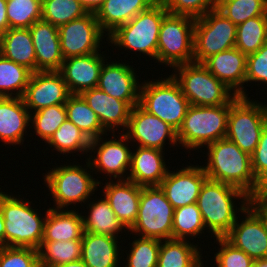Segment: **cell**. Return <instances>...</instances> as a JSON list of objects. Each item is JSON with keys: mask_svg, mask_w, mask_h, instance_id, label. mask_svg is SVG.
Here are the masks:
<instances>
[{"mask_svg": "<svg viewBox=\"0 0 267 267\" xmlns=\"http://www.w3.org/2000/svg\"><path fill=\"white\" fill-rule=\"evenodd\" d=\"M235 200V201H234ZM240 207H237L235 202ZM249 198L241 189L207 179L201 187L197 205L211 238H224L248 205ZM238 213V214H237Z\"/></svg>", "mask_w": 267, "mask_h": 267, "instance_id": "1", "label": "cell"}, {"mask_svg": "<svg viewBox=\"0 0 267 267\" xmlns=\"http://www.w3.org/2000/svg\"><path fill=\"white\" fill-rule=\"evenodd\" d=\"M207 162L202 165L208 179L241 189L248 196L252 193L255 176L251 155L226 139H219L205 147Z\"/></svg>", "mask_w": 267, "mask_h": 267, "instance_id": "2", "label": "cell"}, {"mask_svg": "<svg viewBox=\"0 0 267 267\" xmlns=\"http://www.w3.org/2000/svg\"><path fill=\"white\" fill-rule=\"evenodd\" d=\"M85 162L84 167L79 163L75 165L74 162L72 165L66 162L64 165L53 166L43 175L44 183L55 205L50 208L70 209L71 205L76 207L80 203L81 206H84L83 203L86 204L88 200H92L90 197L93 196L95 190L97 191L98 186H102V182L93 178V171H90L92 168L88 159Z\"/></svg>", "mask_w": 267, "mask_h": 267, "instance_id": "3", "label": "cell"}, {"mask_svg": "<svg viewBox=\"0 0 267 267\" xmlns=\"http://www.w3.org/2000/svg\"><path fill=\"white\" fill-rule=\"evenodd\" d=\"M20 196L6 192L0 200V209L4 216L5 246L38 250L44 236L47 210L43 217L38 209H33L32 201Z\"/></svg>", "mask_w": 267, "mask_h": 267, "instance_id": "4", "label": "cell"}, {"mask_svg": "<svg viewBox=\"0 0 267 267\" xmlns=\"http://www.w3.org/2000/svg\"><path fill=\"white\" fill-rule=\"evenodd\" d=\"M167 14L164 3L157 0L147 10L138 13L111 33L106 39L107 44H114L115 48L133 51L135 54L139 52L155 60L161 23Z\"/></svg>", "mask_w": 267, "mask_h": 267, "instance_id": "5", "label": "cell"}, {"mask_svg": "<svg viewBox=\"0 0 267 267\" xmlns=\"http://www.w3.org/2000/svg\"><path fill=\"white\" fill-rule=\"evenodd\" d=\"M229 111L230 104L208 107L190 105L177 131L179 145L188 151H195L225 138Z\"/></svg>", "mask_w": 267, "mask_h": 267, "instance_id": "6", "label": "cell"}, {"mask_svg": "<svg viewBox=\"0 0 267 267\" xmlns=\"http://www.w3.org/2000/svg\"><path fill=\"white\" fill-rule=\"evenodd\" d=\"M173 79L179 84L190 105L219 106L231 104L237 95L217 79L202 63H186L172 68Z\"/></svg>", "mask_w": 267, "mask_h": 267, "instance_id": "7", "label": "cell"}, {"mask_svg": "<svg viewBox=\"0 0 267 267\" xmlns=\"http://www.w3.org/2000/svg\"><path fill=\"white\" fill-rule=\"evenodd\" d=\"M168 76L144 80L140 86L139 105L178 131L190 104L179 84Z\"/></svg>", "mask_w": 267, "mask_h": 267, "instance_id": "8", "label": "cell"}, {"mask_svg": "<svg viewBox=\"0 0 267 267\" xmlns=\"http://www.w3.org/2000/svg\"><path fill=\"white\" fill-rule=\"evenodd\" d=\"M267 124V109L263 102L237 96L230 104L225 138L251 155L256 149L261 132Z\"/></svg>", "mask_w": 267, "mask_h": 267, "instance_id": "9", "label": "cell"}, {"mask_svg": "<svg viewBox=\"0 0 267 267\" xmlns=\"http://www.w3.org/2000/svg\"><path fill=\"white\" fill-rule=\"evenodd\" d=\"M174 208L166 199L160 186H143L139 200L138 215L134 225L128 230L132 237L172 239Z\"/></svg>", "mask_w": 267, "mask_h": 267, "instance_id": "10", "label": "cell"}, {"mask_svg": "<svg viewBox=\"0 0 267 267\" xmlns=\"http://www.w3.org/2000/svg\"><path fill=\"white\" fill-rule=\"evenodd\" d=\"M195 19L168 13L161 23L155 63L175 67L194 62Z\"/></svg>", "mask_w": 267, "mask_h": 267, "instance_id": "11", "label": "cell"}, {"mask_svg": "<svg viewBox=\"0 0 267 267\" xmlns=\"http://www.w3.org/2000/svg\"><path fill=\"white\" fill-rule=\"evenodd\" d=\"M237 26L214 9L195 19L194 62L203 63L219 52L235 47Z\"/></svg>", "mask_w": 267, "mask_h": 267, "instance_id": "12", "label": "cell"}, {"mask_svg": "<svg viewBox=\"0 0 267 267\" xmlns=\"http://www.w3.org/2000/svg\"><path fill=\"white\" fill-rule=\"evenodd\" d=\"M114 134L112 133L113 136L110 140L109 137L108 140L107 138L105 140L103 139L104 136H108L109 134L92 139L90 142L89 156L86 159H88L92 171H95V174L98 172L105 173L109 176L107 178L109 180H127L132 153L128 144L132 143L123 133L121 134L118 131V136ZM92 152H94V156L90 155Z\"/></svg>", "mask_w": 267, "mask_h": 267, "instance_id": "13", "label": "cell"}, {"mask_svg": "<svg viewBox=\"0 0 267 267\" xmlns=\"http://www.w3.org/2000/svg\"><path fill=\"white\" fill-rule=\"evenodd\" d=\"M58 33L64 60L101 51V42L107 37L93 12L61 25Z\"/></svg>", "mask_w": 267, "mask_h": 267, "instance_id": "14", "label": "cell"}, {"mask_svg": "<svg viewBox=\"0 0 267 267\" xmlns=\"http://www.w3.org/2000/svg\"><path fill=\"white\" fill-rule=\"evenodd\" d=\"M123 134L130 142H137L135 146L164 150L165 143L168 141L167 144L171 147H180L177 131L155 115L148 113L139 104L132 108Z\"/></svg>", "mask_w": 267, "mask_h": 267, "instance_id": "15", "label": "cell"}, {"mask_svg": "<svg viewBox=\"0 0 267 267\" xmlns=\"http://www.w3.org/2000/svg\"><path fill=\"white\" fill-rule=\"evenodd\" d=\"M241 213H244V218L240 219L238 215L235 224L224 238L253 260L267 257V228L264 221L249 204Z\"/></svg>", "mask_w": 267, "mask_h": 267, "instance_id": "16", "label": "cell"}, {"mask_svg": "<svg viewBox=\"0 0 267 267\" xmlns=\"http://www.w3.org/2000/svg\"><path fill=\"white\" fill-rule=\"evenodd\" d=\"M70 92L59 71L33 72L22 96L30 113L51 105L65 104Z\"/></svg>", "mask_w": 267, "mask_h": 267, "instance_id": "17", "label": "cell"}, {"mask_svg": "<svg viewBox=\"0 0 267 267\" xmlns=\"http://www.w3.org/2000/svg\"><path fill=\"white\" fill-rule=\"evenodd\" d=\"M176 170L169 169L159 185L166 199L174 209L197 203L201 187L208 179L203 167L190 164Z\"/></svg>", "mask_w": 267, "mask_h": 267, "instance_id": "18", "label": "cell"}, {"mask_svg": "<svg viewBox=\"0 0 267 267\" xmlns=\"http://www.w3.org/2000/svg\"><path fill=\"white\" fill-rule=\"evenodd\" d=\"M126 62H104L98 88L106 94L127 102L132 108L139 104L140 86L137 72Z\"/></svg>", "mask_w": 267, "mask_h": 267, "instance_id": "19", "label": "cell"}, {"mask_svg": "<svg viewBox=\"0 0 267 267\" xmlns=\"http://www.w3.org/2000/svg\"><path fill=\"white\" fill-rule=\"evenodd\" d=\"M104 52L70 57L63 61L59 72L63 76L70 94H81L85 90L98 86L101 68L108 60L106 58H109Z\"/></svg>", "mask_w": 267, "mask_h": 267, "instance_id": "20", "label": "cell"}, {"mask_svg": "<svg viewBox=\"0 0 267 267\" xmlns=\"http://www.w3.org/2000/svg\"><path fill=\"white\" fill-rule=\"evenodd\" d=\"M202 64L237 96H249L244 86L247 56L236 47L212 55Z\"/></svg>", "mask_w": 267, "mask_h": 267, "instance_id": "21", "label": "cell"}, {"mask_svg": "<svg viewBox=\"0 0 267 267\" xmlns=\"http://www.w3.org/2000/svg\"><path fill=\"white\" fill-rule=\"evenodd\" d=\"M88 106L96 113L102 127L108 132L115 133L126 130L132 107L125 101L118 100L98 87L88 89L80 94ZM119 127V128H118Z\"/></svg>", "mask_w": 267, "mask_h": 267, "instance_id": "22", "label": "cell"}, {"mask_svg": "<svg viewBox=\"0 0 267 267\" xmlns=\"http://www.w3.org/2000/svg\"><path fill=\"white\" fill-rule=\"evenodd\" d=\"M102 196L109 202L117 219L129 230L135 223L142 186L129 180H109L102 183Z\"/></svg>", "mask_w": 267, "mask_h": 267, "instance_id": "23", "label": "cell"}, {"mask_svg": "<svg viewBox=\"0 0 267 267\" xmlns=\"http://www.w3.org/2000/svg\"><path fill=\"white\" fill-rule=\"evenodd\" d=\"M29 31L36 53V71H59L64 58L58 27L41 19Z\"/></svg>", "mask_w": 267, "mask_h": 267, "instance_id": "24", "label": "cell"}, {"mask_svg": "<svg viewBox=\"0 0 267 267\" xmlns=\"http://www.w3.org/2000/svg\"><path fill=\"white\" fill-rule=\"evenodd\" d=\"M164 156L163 150L136 146L131 153L127 180L142 187L159 186L169 170Z\"/></svg>", "mask_w": 267, "mask_h": 267, "instance_id": "25", "label": "cell"}, {"mask_svg": "<svg viewBox=\"0 0 267 267\" xmlns=\"http://www.w3.org/2000/svg\"><path fill=\"white\" fill-rule=\"evenodd\" d=\"M30 126V112L19 97H0V141L4 145H23Z\"/></svg>", "mask_w": 267, "mask_h": 267, "instance_id": "26", "label": "cell"}, {"mask_svg": "<svg viewBox=\"0 0 267 267\" xmlns=\"http://www.w3.org/2000/svg\"><path fill=\"white\" fill-rule=\"evenodd\" d=\"M119 240L114 236L84 232L81 260L88 267H119L123 257V252H119L124 251L120 248Z\"/></svg>", "mask_w": 267, "mask_h": 267, "instance_id": "27", "label": "cell"}, {"mask_svg": "<svg viewBox=\"0 0 267 267\" xmlns=\"http://www.w3.org/2000/svg\"><path fill=\"white\" fill-rule=\"evenodd\" d=\"M157 0H106L95 12L96 19L109 36L119 26L132 20L138 13L147 10Z\"/></svg>", "mask_w": 267, "mask_h": 267, "instance_id": "28", "label": "cell"}, {"mask_svg": "<svg viewBox=\"0 0 267 267\" xmlns=\"http://www.w3.org/2000/svg\"><path fill=\"white\" fill-rule=\"evenodd\" d=\"M82 213L75 209H47L42 242L82 240Z\"/></svg>", "mask_w": 267, "mask_h": 267, "instance_id": "29", "label": "cell"}, {"mask_svg": "<svg viewBox=\"0 0 267 267\" xmlns=\"http://www.w3.org/2000/svg\"><path fill=\"white\" fill-rule=\"evenodd\" d=\"M0 54L36 72V53L29 28H8L0 36Z\"/></svg>", "mask_w": 267, "mask_h": 267, "instance_id": "30", "label": "cell"}, {"mask_svg": "<svg viewBox=\"0 0 267 267\" xmlns=\"http://www.w3.org/2000/svg\"><path fill=\"white\" fill-rule=\"evenodd\" d=\"M201 248L187 240H160L157 267H204Z\"/></svg>", "mask_w": 267, "mask_h": 267, "instance_id": "31", "label": "cell"}, {"mask_svg": "<svg viewBox=\"0 0 267 267\" xmlns=\"http://www.w3.org/2000/svg\"><path fill=\"white\" fill-rule=\"evenodd\" d=\"M89 201H87L88 206L86 205V209H89L88 215H82L84 232L120 238L121 235L119 236L118 234L123 233L122 230L125 233L128 231L125 230L124 225L117 219L105 197L97 201Z\"/></svg>", "mask_w": 267, "mask_h": 267, "instance_id": "32", "label": "cell"}, {"mask_svg": "<svg viewBox=\"0 0 267 267\" xmlns=\"http://www.w3.org/2000/svg\"><path fill=\"white\" fill-rule=\"evenodd\" d=\"M67 119L78 127L90 140L107 135L96 113L80 94H71L65 103Z\"/></svg>", "mask_w": 267, "mask_h": 267, "instance_id": "33", "label": "cell"}, {"mask_svg": "<svg viewBox=\"0 0 267 267\" xmlns=\"http://www.w3.org/2000/svg\"><path fill=\"white\" fill-rule=\"evenodd\" d=\"M32 73L0 54V97L22 98Z\"/></svg>", "mask_w": 267, "mask_h": 267, "instance_id": "34", "label": "cell"}, {"mask_svg": "<svg viewBox=\"0 0 267 267\" xmlns=\"http://www.w3.org/2000/svg\"><path fill=\"white\" fill-rule=\"evenodd\" d=\"M90 142L91 140L67 119L46 144L63 155L81 152L82 155L87 154L88 156Z\"/></svg>", "mask_w": 267, "mask_h": 267, "instance_id": "35", "label": "cell"}, {"mask_svg": "<svg viewBox=\"0 0 267 267\" xmlns=\"http://www.w3.org/2000/svg\"><path fill=\"white\" fill-rule=\"evenodd\" d=\"M267 42V15L237 25L235 47L246 56L256 53Z\"/></svg>", "mask_w": 267, "mask_h": 267, "instance_id": "36", "label": "cell"}, {"mask_svg": "<svg viewBox=\"0 0 267 267\" xmlns=\"http://www.w3.org/2000/svg\"><path fill=\"white\" fill-rule=\"evenodd\" d=\"M206 230L201 212L197 203L174 209L172 239L192 240Z\"/></svg>", "mask_w": 267, "mask_h": 267, "instance_id": "37", "label": "cell"}, {"mask_svg": "<svg viewBox=\"0 0 267 267\" xmlns=\"http://www.w3.org/2000/svg\"><path fill=\"white\" fill-rule=\"evenodd\" d=\"M38 255L39 263L48 267L81 260L82 240L42 242Z\"/></svg>", "mask_w": 267, "mask_h": 267, "instance_id": "38", "label": "cell"}, {"mask_svg": "<svg viewBox=\"0 0 267 267\" xmlns=\"http://www.w3.org/2000/svg\"><path fill=\"white\" fill-rule=\"evenodd\" d=\"M66 120L65 104L51 105L30 113L29 129L46 143Z\"/></svg>", "mask_w": 267, "mask_h": 267, "instance_id": "39", "label": "cell"}, {"mask_svg": "<svg viewBox=\"0 0 267 267\" xmlns=\"http://www.w3.org/2000/svg\"><path fill=\"white\" fill-rule=\"evenodd\" d=\"M89 12L78 0H42V20L60 27Z\"/></svg>", "mask_w": 267, "mask_h": 267, "instance_id": "40", "label": "cell"}, {"mask_svg": "<svg viewBox=\"0 0 267 267\" xmlns=\"http://www.w3.org/2000/svg\"><path fill=\"white\" fill-rule=\"evenodd\" d=\"M217 10L237 26L248 19L267 15V0H218Z\"/></svg>", "mask_w": 267, "mask_h": 267, "instance_id": "41", "label": "cell"}, {"mask_svg": "<svg viewBox=\"0 0 267 267\" xmlns=\"http://www.w3.org/2000/svg\"><path fill=\"white\" fill-rule=\"evenodd\" d=\"M9 28H30L42 18V0H7Z\"/></svg>", "mask_w": 267, "mask_h": 267, "instance_id": "42", "label": "cell"}, {"mask_svg": "<svg viewBox=\"0 0 267 267\" xmlns=\"http://www.w3.org/2000/svg\"><path fill=\"white\" fill-rule=\"evenodd\" d=\"M128 245L131 247L126 253V260H123V262L127 261L123 267H157L160 240L138 237Z\"/></svg>", "mask_w": 267, "mask_h": 267, "instance_id": "43", "label": "cell"}, {"mask_svg": "<svg viewBox=\"0 0 267 267\" xmlns=\"http://www.w3.org/2000/svg\"><path fill=\"white\" fill-rule=\"evenodd\" d=\"M168 13L186 15L194 19L217 9L218 0H161Z\"/></svg>", "mask_w": 267, "mask_h": 267, "instance_id": "44", "label": "cell"}, {"mask_svg": "<svg viewBox=\"0 0 267 267\" xmlns=\"http://www.w3.org/2000/svg\"><path fill=\"white\" fill-rule=\"evenodd\" d=\"M38 250L27 247L0 246V267H35Z\"/></svg>", "mask_w": 267, "mask_h": 267, "instance_id": "45", "label": "cell"}, {"mask_svg": "<svg viewBox=\"0 0 267 267\" xmlns=\"http://www.w3.org/2000/svg\"><path fill=\"white\" fill-rule=\"evenodd\" d=\"M220 248L214 254V264L217 267H250L253 259L243 250L235 248L225 238H215Z\"/></svg>", "mask_w": 267, "mask_h": 267, "instance_id": "46", "label": "cell"}, {"mask_svg": "<svg viewBox=\"0 0 267 267\" xmlns=\"http://www.w3.org/2000/svg\"><path fill=\"white\" fill-rule=\"evenodd\" d=\"M249 82L267 86V42L256 53L247 56L246 85Z\"/></svg>", "mask_w": 267, "mask_h": 267, "instance_id": "47", "label": "cell"}, {"mask_svg": "<svg viewBox=\"0 0 267 267\" xmlns=\"http://www.w3.org/2000/svg\"><path fill=\"white\" fill-rule=\"evenodd\" d=\"M251 165L255 177L267 167V124L261 132L256 149L251 154Z\"/></svg>", "mask_w": 267, "mask_h": 267, "instance_id": "48", "label": "cell"}, {"mask_svg": "<svg viewBox=\"0 0 267 267\" xmlns=\"http://www.w3.org/2000/svg\"><path fill=\"white\" fill-rule=\"evenodd\" d=\"M267 191V167L263 169L256 177L252 193L248 198L263 195Z\"/></svg>", "mask_w": 267, "mask_h": 267, "instance_id": "49", "label": "cell"}, {"mask_svg": "<svg viewBox=\"0 0 267 267\" xmlns=\"http://www.w3.org/2000/svg\"><path fill=\"white\" fill-rule=\"evenodd\" d=\"M7 0H0V36L9 28L7 14H6Z\"/></svg>", "mask_w": 267, "mask_h": 267, "instance_id": "50", "label": "cell"}, {"mask_svg": "<svg viewBox=\"0 0 267 267\" xmlns=\"http://www.w3.org/2000/svg\"><path fill=\"white\" fill-rule=\"evenodd\" d=\"M88 12L95 13L106 0H78Z\"/></svg>", "mask_w": 267, "mask_h": 267, "instance_id": "51", "label": "cell"}, {"mask_svg": "<svg viewBox=\"0 0 267 267\" xmlns=\"http://www.w3.org/2000/svg\"><path fill=\"white\" fill-rule=\"evenodd\" d=\"M262 218L267 228V203H248Z\"/></svg>", "mask_w": 267, "mask_h": 267, "instance_id": "52", "label": "cell"}, {"mask_svg": "<svg viewBox=\"0 0 267 267\" xmlns=\"http://www.w3.org/2000/svg\"><path fill=\"white\" fill-rule=\"evenodd\" d=\"M4 216L0 209V246H5V228H4Z\"/></svg>", "mask_w": 267, "mask_h": 267, "instance_id": "53", "label": "cell"}, {"mask_svg": "<svg viewBox=\"0 0 267 267\" xmlns=\"http://www.w3.org/2000/svg\"><path fill=\"white\" fill-rule=\"evenodd\" d=\"M50 267H88L82 260H78L75 262H68L65 264H57Z\"/></svg>", "mask_w": 267, "mask_h": 267, "instance_id": "54", "label": "cell"}, {"mask_svg": "<svg viewBox=\"0 0 267 267\" xmlns=\"http://www.w3.org/2000/svg\"><path fill=\"white\" fill-rule=\"evenodd\" d=\"M248 203H267V191L263 195L249 198Z\"/></svg>", "mask_w": 267, "mask_h": 267, "instance_id": "55", "label": "cell"}, {"mask_svg": "<svg viewBox=\"0 0 267 267\" xmlns=\"http://www.w3.org/2000/svg\"><path fill=\"white\" fill-rule=\"evenodd\" d=\"M260 267H267V257L260 259Z\"/></svg>", "mask_w": 267, "mask_h": 267, "instance_id": "56", "label": "cell"}, {"mask_svg": "<svg viewBox=\"0 0 267 267\" xmlns=\"http://www.w3.org/2000/svg\"><path fill=\"white\" fill-rule=\"evenodd\" d=\"M250 267H260V259L254 260Z\"/></svg>", "mask_w": 267, "mask_h": 267, "instance_id": "57", "label": "cell"}, {"mask_svg": "<svg viewBox=\"0 0 267 267\" xmlns=\"http://www.w3.org/2000/svg\"><path fill=\"white\" fill-rule=\"evenodd\" d=\"M5 193H6L5 191L3 192L2 190H0V200L4 196Z\"/></svg>", "mask_w": 267, "mask_h": 267, "instance_id": "58", "label": "cell"}, {"mask_svg": "<svg viewBox=\"0 0 267 267\" xmlns=\"http://www.w3.org/2000/svg\"><path fill=\"white\" fill-rule=\"evenodd\" d=\"M35 267H48V266L38 263Z\"/></svg>", "mask_w": 267, "mask_h": 267, "instance_id": "59", "label": "cell"}]
</instances>
